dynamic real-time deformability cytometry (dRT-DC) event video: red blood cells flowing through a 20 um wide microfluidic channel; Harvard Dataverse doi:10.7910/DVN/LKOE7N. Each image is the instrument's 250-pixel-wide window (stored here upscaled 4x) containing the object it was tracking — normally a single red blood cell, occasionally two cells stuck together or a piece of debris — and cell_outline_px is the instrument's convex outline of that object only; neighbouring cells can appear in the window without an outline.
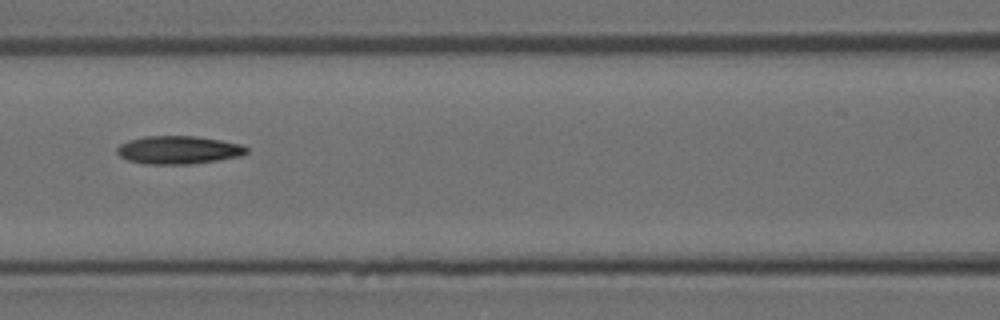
{"species": "Egyptian fruit bat (a non-hibernating species)", "species_latin": "Rousettus aegyptiacus", "temperature_condition": "room temperature", "stored_images_in_passage": 7, "camera_frame_rate_fps": 3000, "um_per_image_px": 0.085, "animal": {"sex": "female"}, "frame": {"image": 1, "passage_image": 7, "time_ms": 2.0, "image_size_px": [1000, 320], "cell_outline_px": [[248, 152], [240, 156], [216, 160], [188, 164], [144, 164], [128, 160], [120, 156], [116, 152], [116, 148], [120, 144], [128, 140], [144, 136], [196, 136], [220, 140], [240, 144], [248, 148]], "centroid_in_image_um": [15.13, 12.74], "position_along_channel_um": 151.5, "area_um2": 21.15}}